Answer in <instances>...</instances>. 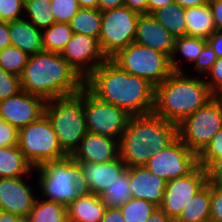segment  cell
<instances>
[{"instance_id": "20", "label": "cell", "mask_w": 222, "mask_h": 222, "mask_svg": "<svg viewBox=\"0 0 222 222\" xmlns=\"http://www.w3.org/2000/svg\"><path fill=\"white\" fill-rule=\"evenodd\" d=\"M80 165L83 176L92 194L100 196L127 169L126 164L119 157L106 163H92L76 161Z\"/></svg>"}, {"instance_id": "37", "label": "cell", "mask_w": 222, "mask_h": 222, "mask_svg": "<svg viewBox=\"0 0 222 222\" xmlns=\"http://www.w3.org/2000/svg\"><path fill=\"white\" fill-rule=\"evenodd\" d=\"M215 159H222V128L198 155V165L205 168Z\"/></svg>"}, {"instance_id": "35", "label": "cell", "mask_w": 222, "mask_h": 222, "mask_svg": "<svg viewBox=\"0 0 222 222\" xmlns=\"http://www.w3.org/2000/svg\"><path fill=\"white\" fill-rule=\"evenodd\" d=\"M50 2V9L55 17V22L60 23H69L81 8L78 0H50Z\"/></svg>"}, {"instance_id": "48", "label": "cell", "mask_w": 222, "mask_h": 222, "mask_svg": "<svg viewBox=\"0 0 222 222\" xmlns=\"http://www.w3.org/2000/svg\"><path fill=\"white\" fill-rule=\"evenodd\" d=\"M10 44L9 22L0 21V50H3Z\"/></svg>"}, {"instance_id": "21", "label": "cell", "mask_w": 222, "mask_h": 222, "mask_svg": "<svg viewBox=\"0 0 222 222\" xmlns=\"http://www.w3.org/2000/svg\"><path fill=\"white\" fill-rule=\"evenodd\" d=\"M9 37L11 45L29 56L44 51L42 30L25 18L9 22Z\"/></svg>"}, {"instance_id": "23", "label": "cell", "mask_w": 222, "mask_h": 222, "mask_svg": "<svg viewBox=\"0 0 222 222\" xmlns=\"http://www.w3.org/2000/svg\"><path fill=\"white\" fill-rule=\"evenodd\" d=\"M184 17L186 36L207 39L216 31L209 4L185 8Z\"/></svg>"}, {"instance_id": "53", "label": "cell", "mask_w": 222, "mask_h": 222, "mask_svg": "<svg viewBox=\"0 0 222 222\" xmlns=\"http://www.w3.org/2000/svg\"><path fill=\"white\" fill-rule=\"evenodd\" d=\"M0 222H28L26 219L21 218L18 215L3 212L1 210Z\"/></svg>"}, {"instance_id": "14", "label": "cell", "mask_w": 222, "mask_h": 222, "mask_svg": "<svg viewBox=\"0 0 222 222\" xmlns=\"http://www.w3.org/2000/svg\"><path fill=\"white\" fill-rule=\"evenodd\" d=\"M60 55L83 80L107 60L97 38L76 33Z\"/></svg>"}, {"instance_id": "55", "label": "cell", "mask_w": 222, "mask_h": 222, "mask_svg": "<svg viewBox=\"0 0 222 222\" xmlns=\"http://www.w3.org/2000/svg\"><path fill=\"white\" fill-rule=\"evenodd\" d=\"M217 97L219 98V100H220L221 103H222V93L218 94Z\"/></svg>"}, {"instance_id": "52", "label": "cell", "mask_w": 222, "mask_h": 222, "mask_svg": "<svg viewBox=\"0 0 222 222\" xmlns=\"http://www.w3.org/2000/svg\"><path fill=\"white\" fill-rule=\"evenodd\" d=\"M210 0H174V3H177L183 8L193 7V6H202L209 4Z\"/></svg>"}, {"instance_id": "17", "label": "cell", "mask_w": 222, "mask_h": 222, "mask_svg": "<svg viewBox=\"0 0 222 222\" xmlns=\"http://www.w3.org/2000/svg\"><path fill=\"white\" fill-rule=\"evenodd\" d=\"M71 157L75 161L110 162L119 158V139L87 132Z\"/></svg>"}, {"instance_id": "6", "label": "cell", "mask_w": 222, "mask_h": 222, "mask_svg": "<svg viewBox=\"0 0 222 222\" xmlns=\"http://www.w3.org/2000/svg\"><path fill=\"white\" fill-rule=\"evenodd\" d=\"M44 114L53 126L61 149L71 156L88 132L83 109V88L76 95L46 101Z\"/></svg>"}, {"instance_id": "4", "label": "cell", "mask_w": 222, "mask_h": 222, "mask_svg": "<svg viewBox=\"0 0 222 222\" xmlns=\"http://www.w3.org/2000/svg\"><path fill=\"white\" fill-rule=\"evenodd\" d=\"M187 74L185 71H173L164 82L155 87L153 112L177 125L214 97L203 77Z\"/></svg>"}, {"instance_id": "24", "label": "cell", "mask_w": 222, "mask_h": 222, "mask_svg": "<svg viewBox=\"0 0 222 222\" xmlns=\"http://www.w3.org/2000/svg\"><path fill=\"white\" fill-rule=\"evenodd\" d=\"M34 169L18 145L0 147V178L26 177Z\"/></svg>"}, {"instance_id": "43", "label": "cell", "mask_w": 222, "mask_h": 222, "mask_svg": "<svg viewBox=\"0 0 222 222\" xmlns=\"http://www.w3.org/2000/svg\"><path fill=\"white\" fill-rule=\"evenodd\" d=\"M204 169L207 183L222 187V159L212 160Z\"/></svg>"}, {"instance_id": "46", "label": "cell", "mask_w": 222, "mask_h": 222, "mask_svg": "<svg viewBox=\"0 0 222 222\" xmlns=\"http://www.w3.org/2000/svg\"><path fill=\"white\" fill-rule=\"evenodd\" d=\"M100 222H126L120 208H106Z\"/></svg>"}, {"instance_id": "1", "label": "cell", "mask_w": 222, "mask_h": 222, "mask_svg": "<svg viewBox=\"0 0 222 222\" xmlns=\"http://www.w3.org/2000/svg\"><path fill=\"white\" fill-rule=\"evenodd\" d=\"M84 86L101 101L124 109L130 116L154 111L155 87L146 79L129 74L111 59L96 68L84 80Z\"/></svg>"}, {"instance_id": "26", "label": "cell", "mask_w": 222, "mask_h": 222, "mask_svg": "<svg viewBox=\"0 0 222 222\" xmlns=\"http://www.w3.org/2000/svg\"><path fill=\"white\" fill-rule=\"evenodd\" d=\"M206 44L207 39L189 36L176 37L173 52L170 57V66L172 71L184 72L185 69L183 68V66H181L183 65L182 62L185 61L194 64ZM178 54L182 55L184 59H181L179 57L177 59L176 55Z\"/></svg>"}, {"instance_id": "3", "label": "cell", "mask_w": 222, "mask_h": 222, "mask_svg": "<svg viewBox=\"0 0 222 222\" xmlns=\"http://www.w3.org/2000/svg\"><path fill=\"white\" fill-rule=\"evenodd\" d=\"M178 137V125L154 112L131 115L119 138V157L131 166H145L151 156L166 148Z\"/></svg>"}, {"instance_id": "31", "label": "cell", "mask_w": 222, "mask_h": 222, "mask_svg": "<svg viewBox=\"0 0 222 222\" xmlns=\"http://www.w3.org/2000/svg\"><path fill=\"white\" fill-rule=\"evenodd\" d=\"M73 35L69 23L55 22L50 27L42 29L43 50L61 53Z\"/></svg>"}, {"instance_id": "9", "label": "cell", "mask_w": 222, "mask_h": 222, "mask_svg": "<svg viewBox=\"0 0 222 222\" xmlns=\"http://www.w3.org/2000/svg\"><path fill=\"white\" fill-rule=\"evenodd\" d=\"M222 128V103L214 96L178 125V137L197 156Z\"/></svg>"}, {"instance_id": "32", "label": "cell", "mask_w": 222, "mask_h": 222, "mask_svg": "<svg viewBox=\"0 0 222 222\" xmlns=\"http://www.w3.org/2000/svg\"><path fill=\"white\" fill-rule=\"evenodd\" d=\"M50 0H24V17L36 28L45 29L55 23ZM26 14V16H25Z\"/></svg>"}, {"instance_id": "22", "label": "cell", "mask_w": 222, "mask_h": 222, "mask_svg": "<svg viewBox=\"0 0 222 222\" xmlns=\"http://www.w3.org/2000/svg\"><path fill=\"white\" fill-rule=\"evenodd\" d=\"M105 210L100 197L90 193L76 198L67 206L68 222H100Z\"/></svg>"}, {"instance_id": "51", "label": "cell", "mask_w": 222, "mask_h": 222, "mask_svg": "<svg viewBox=\"0 0 222 222\" xmlns=\"http://www.w3.org/2000/svg\"><path fill=\"white\" fill-rule=\"evenodd\" d=\"M146 222H174L163 210L159 207L150 215Z\"/></svg>"}, {"instance_id": "44", "label": "cell", "mask_w": 222, "mask_h": 222, "mask_svg": "<svg viewBox=\"0 0 222 222\" xmlns=\"http://www.w3.org/2000/svg\"><path fill=\"white\" fill-rule=\"evenodd\" d=\"M209 6L212 11L216 31L222 32V0H210Z\"/></svg>"}, {"instance_id": "2", "label": "cell", "mask_w": 222, "mask_h": 222, "mask_svg": "<svg viewBox=\"0 0 222 222\" xmlns=\"http://www.w3.org/2000/svg\"><path fill=\"white\" fill-rule=\"evenodd\" d=\"M21 89L45 101L76 95L84 80L60 53L42 51L30 55L20 76Z\"/></svg>"}, {"instance_id": "29", "label": "cell", "mask_w": 222, "mask_h": 222, "mask_svg": "<svg viewBox=\"0 0 222 222\" xmlns=\"http://www.w3.org/2000/svg\"><path fill=\"white\" fill-rule=\"evenodd\" d=\"M26 220L28 222H68L67 207L38 197Z\"/></svg>"}, {"instance_id": "27", "label": "cell", "mask_w": 222, "mask_h": 222, "mask_svg": "<svg viewBox=\"0 0 222 222\" xmlns=\"http://www.w3.org/2000/svg\"><path fill=\"white\" fill-rule=\"evenodd\" d=\"M184 13L185 8L173 3L155 10L151 15L176 38L186 36Z\"/></svg>"}, {"instance_id": "50", "label": "cell", "mask_w": 222, "mask_h": 222, "mask_svg": "<svg viewBox=\"0 0 222 222\" xmlns=\"http://www.w3.org/2000/svg\"><path fill=\"white\" fill-rule=\"evenodd\" d=\"M174 0H148L147 1V14H152L155 10H158L168 4H173Z\"/></svg>"}, {"instance_id": "7", "label": "cell", "mask_w": 222, "mask_h": 222, "mask_svg": "<svg viewBox=\"0 0 222 222\" xmlns=\"http://www.w3.org/2000/svg\"><path fill=\"white\" fill-rule=\"evenodd\" d=\"M111 60L129 74L146 79L154 87L173 72L166 54L135 42L119 51Z\"/></svg>"}, {"instance_id": "18", "label": "cell", "mask_w": 222, "mask_h": 222, "mask_svg": "<svg viewBox=\"0 0 222 222\" xmlns=\"http://www.w3.org/2000/svg\"><path fill=\"white\" fill-rule=\"evenodd\" d=\"M126 170L130 175L132 198L143 199L159 207L163 201L167 181L151 173L146 166H131Z\"/></svg>"}, {"instance_id": "15", "label": "cell", "mask_w": 222, "mask_h": 222, "mask_svg": "<svg viewBox=\"0 0 222 222\" xmlns=\"http://www.w3.org/2000/svg\"><path fill=\"white\" fill-rule=\"evenodd\" d=\"M46 101L25 91L0 101V119L18 130L44 115Z\"/></svg>"}, {"instance_id": "49", "label": "cell", "mask_w": 222, "mask_h": 222, "mask_svg": "<svg viewBox=\"0 0 222 222\" xmlns=\"http://www.w3.org/2000/svg\"><path fill=\"white\" fill-rule=\"evenodd\" d=\"M124 6V0H98V8L103 12Z\"/></svg>"}, {"instance_id": "13", "label": "cell", "mask_w": 222, "mask_h": 222, "mask_svg": "<svg viewBox=\"0 0 222 222\" xmlns=\"http://www.w3.org/2000/svg\"><path fill=\"white\" fill-rule=\"evenodd\" d=\"M206 184L205 169L198 165L188 175L167 181L159 208L175 221L189 200Z\"/></svg>"}, {"instance_id": "30", "label": "cell", "mask_w": 222, "mask_h": 222, "mask_svg": "<svg viewBox=\"0 0 222 222\" xmlns=\"http://www.w3.org/2000/svg\"><path fill=\"white\" fill-rule=\"evenodd\" d=\"M129 183L130 175L129 172L125 170L122 175L116 178V181L99 196L102 204L106 208H120L128 202L132 198Z\"/></svg>"}, {"instance_id": "54", "label": "cell", "mask_w": 222, "mask_h": 222, "mask_svg": "<svg viewBox=\"0 0 222 222\" xmlns=\"http://www.w3.org/2000/svg\"><path fill=\"white\" fill-rule=\"evenodd\" d=\"M81 8H98V0H78Z\"/></svg>"}, {"instance_id": "10", "label": "cell", "mask_w": 222, "mask_h": 222, "mask_svg": "<svg viewBox=\"0 0 222 222\" xmlns=\"http://www.w3.org/2000/svg\"><path fill=\"white\" fill-rule=\"evenodd\" d=\"M140 14L126 6L102 12L100 47L107 59L134 42Z\"/></svg>"}, {"instance_id": "39", "label": "cell", "mask_w": 222, "mask_h": 222, "mask_svg": "<svg viewBox=\"0 0 222 222\" xmlns=\"http://www.w3.org/2000/svg\"><path fill=\"white\" fill-rule=\"evenodd\" d=\"M216 60V53L208 44H206L192 67H194V71L196 74H202L201 77L204 78L210 71Z\"/></svg>"}, {"instance_id": "38", "label": "cell", "mask_w": 222, "mask_h": 222, "mask_svg": "<svg viewBox=\"0 0 222 222\" xmlns=\"http://www.w3.org/2000/svg\"><path fill=\"white\" fill-rule=\"evenodd\" d=\"M24 16V0H0V21L13 22Z\"/></svg>"}, {"instance_id": "5", "label": "cell", "mask_w": 222, "mask_h": 222, "mask_svg": "<svg viewBox=\"0 0 222 222\" xmlns=\"http://www.w3.org/2000/svg\"><path fill=\"white\" fill-rule=\"evenodd\" d=\"M38 175L39 197L69 206L76 198L91 193L78 162L71 156L43 163L34 169Z\"/></svg>"}, {"instance_id": "34", "label": "cell", "mask_w": 222, "mask_h": 222, "mask_svg": "<svg viewBox=\"0 0 222 222\" xmlns=\"http://www.w3.org/2000/svg\"><path fill=\"white\" fill-rule=\"evenodd\" d=\"M29 55L19 48L9 45L0 50V67L12 74L21 76L28 62Z\"/></svg>"}, {"instance_id": "16", "label": "cell", "mask_w": 222, "mask_h": 222, "mask_svg": "<svg viewBox=\"0 0 222 222\" xmlns=\"http://www.w3.org/2000/svg\"><path fill=\"white\" fill-rule=\"evenodd\" d=\"M24 178H0V209L26 219L38 196Z\"/></svg>"}, {"instance_id": "45", "label": "cell", "mask_w": 222, "mask_h": 222, "mask_svg": "<svg viewBox=\"0 0 222 222\" xmlns=\"http://www.w3.org/2000/svg\"><path fill=\"white\" fill-rule=\"evenodd\" d=\"M207 44L213 49L217 57L222 56V32H213L207 38Z\"/></svg>"}, {"instance_id": "36", "label": "cell", "mask_w": 222, "mask_h": 222, "mask_svg": "<svg viewBox=\"0 0 222 222\" xmlns=\"http://www.w3.org/2000/svg\"><path fill=\"white\" fill-rule=\"evenodd\" d=\"M20 76L3 70L0 67V101L21 92Z\"/></svg>"}, {"instance_id": "40", "label": "cell", "mask_w": 222, "mask_h": 222, "mask_svg": "<svg viewBox=\"0 0 222 222\" xmlns=\"http://www.w3.org/2000/svg\"><path fill=\"white\" fill-rule=\"evenodd\" d=\"M204 81L214 96L222 93V56L217 57L207 76L204 77Z\"/></svg>"}, {"instance_id": "11", "label": "cell", "mask_w": 222, "mask_h": 222, "mask_svg": "<svg viewBox=\"0 0 222 222\" xmlns=\"http://www.w3.org/2000/svg\"><path fill=\"white\" fill-rule=\"evenodd\" d=\"M83 109L87 131L119 139L130 115L122 108L105 103L83 87Z\"/></svg>"}, {"instance_id": "19", "label": "cell", "mask_w": 222, "mask_h": 222, "mask_svg": "<svg viewBox=\"0 0 222 222\" xmlns=\"http://www.w3.org/2000/svg\"><path fill=\"white\" fill-rule=\"evenodd\" d=\"M134 42L160 51L170 58L174 48L175 37L157 22L152 15L142 14L137 22Z\"/></svg>"}, {"instance_id": "42", "label": "cell", "mask_w": 222, "mask_h": 222, "mask_svg": "<svg viewBox=\"0 0 222 222\" xmlns=\"http://www.w3.org/2000/svg\"><path fill=\"white\" fill-rule=\"evenodd\" d=\"M210 221L222 222V187L212 184Z\"/></svg>"}, {"instance_id": "47", "label": "cell", "mask_w": 222, "mask_h": 222, "mask_svg": "<svg viewBox=\"0 0 222 222\" xmlns=\"http://www.w3.org/2000/svg\"><path fill=\"white\" fill-rule=\"evenodd\" d=\"M147 1L148 0H124V6L140 15L147 14Z\"/></svg>"}, {"instance_id": "33", "label": "cell", "mask_w": 222, "mask_h": 222, "mask_svg": "<svg viewBox=\"0 0 222 222\" xmlns=\"http://www.w3.org/2000/svg\"><path fill=\"white\" fill-rule=\"evenodd\" d=\"M157 208L149 201L131 198L120 210L126 222H146Z\"/></svg>"}, {"instance_id": "41", "label": "cell", "mask_w": 222, "mask_h": 222, "mask_svg": "<svg viewBox=\"0 0 222 222\" xmlns=\"http://www.w3.org/2000/svg\"><path fill=\"white\" fill-rule=\"evenodd\" d=\"M19 130L0 119V147L18 145Z\"/></svg>"}, {"instance_id": "25", "label": "cell", "mask_w": 222, "mask_h": 222, "mask_svg": "<svg viewBox=\"0 0 222 222\" xmlns=\"http://www.w3.org/2000/svg\"><path fill=\"white\" fill-rule=\"evenodd\" d=\"M211 184L207 183L185 205L174 222H210Z\"/></svg>"}, {"instance_id": "28", "label": "cell", "mask_w": 222, "mask_h": 222, "mask_svg": "<svg viewBox=\"0 0 222 222\" xmlns=\"http://www.w3.org/2000/svg\"><path fill=\"white\" fill-rule=\"evenodd\" d=\"M73 33L99 38L102 11L99 8H80L69 22Z\"/></svg>"}, {"instance_id": "12", "label": "cell", "mask_w": 222, "mask_h": 222, "mask_svg": "<svg viewBox=\"0 0 222 222\" xmlns=\"http://www.w3.org/2000/svg\"><path fill=\"white\" fill-rule=\"evenodd\" d=\"M145 166L151 173L169 181L191 173L198 166V156L177 137L151 156Z\"/></svg>"}, {"instance_id": "8", "label": "cell", "mask_w": 222, "mask_h": 222, "mask_svg": "<svg viewBox=\"0 0 222 222\" xmlns=\"http://www.w3.org/2000/svg\"><path fill=\"white\" fill-rule=\"evenodd\" d=\"M18 146L34 168L68 156L61 149L53 126L45 114L19 129Z\"/></svg>"}]
</instances>
